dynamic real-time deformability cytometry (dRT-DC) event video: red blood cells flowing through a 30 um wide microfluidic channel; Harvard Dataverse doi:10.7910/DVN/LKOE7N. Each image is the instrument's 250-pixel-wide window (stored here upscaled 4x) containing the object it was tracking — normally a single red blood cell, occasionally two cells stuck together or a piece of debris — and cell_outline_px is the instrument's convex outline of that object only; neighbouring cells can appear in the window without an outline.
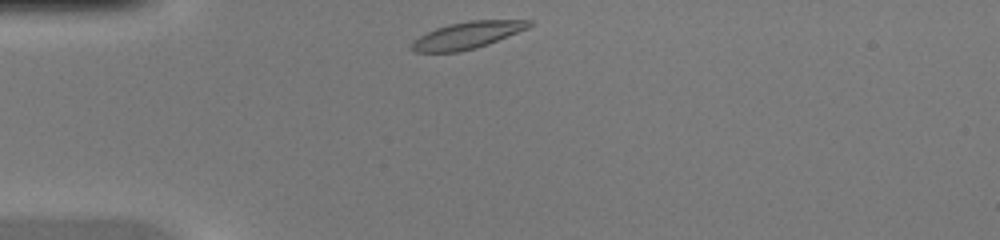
{"species": "common noctule bat (a hibernating species)", "species_latin": "Nyctalus noctula", "temperature_condition": "warm", "stored_images_in_passage": 29, "camera_frame_rate_fps": 3000, "um_per_image_px": 0.085, "animal": {"sex": "female", "body_mass_g": 20.0, "forearm_length_mm": 54.0}, "frame": {"image": 1, "passage_image": 1, "time_ms": 0.0, "image_size_px": [1000, 240], "cell_outline_px": [[532, 24], [528, 28], [488, 44], [476, 48], [460, 52], [412, 52], [408, 48], [412, 40], [436, 28], [448, 24], [468, 20], [532, 20]], "centroid_in_image_um": [39.66, 3.0], "position_along_channel_um": 45.3, "area_um2": 18.55}}
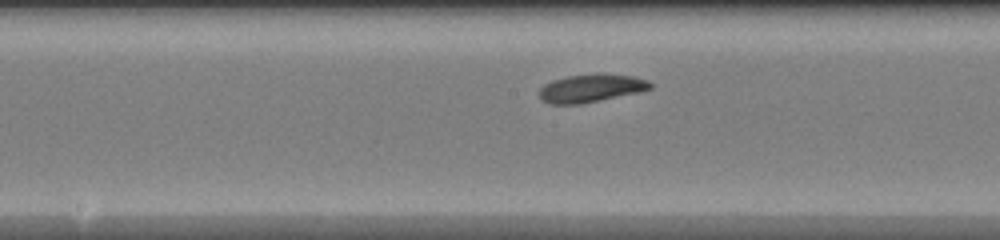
{"frame": {"image": 2, "passage_image": 13, "time_ms": 4.0, "image_size_px": [1000, 240], "cell_outline_px": [[652, 88], [636, 92], [600, 100], [580, 104], [548, 104], [540, 100], [540, 88], [544, 84], [552, 80], [568, 76], [632, 76], [648, 80], [652, 84]], "centroid_in_image_um": [50.16, 7.54], "position_along_channel_um": 198.0, "area_um2": 17.28}}
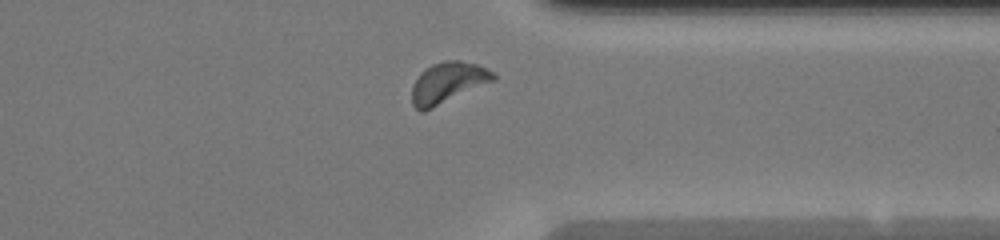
{"frame": {"image": 3, "passage_image": 25, "time_ms": 8.0, "image_size_px": [1000, 240], "cell_outline_px": [[496, 76], [492, 80], [424, 112], [420, 112], [412, 104], [412, 84], [420, 72], [432, 64], [444, 60], [460, 60], [476, 64], [492, 72]], "centroid_in_image_um": [37.98, 7.02], "position_along_channel_um": 373.4, "area_um2": 19.02}}